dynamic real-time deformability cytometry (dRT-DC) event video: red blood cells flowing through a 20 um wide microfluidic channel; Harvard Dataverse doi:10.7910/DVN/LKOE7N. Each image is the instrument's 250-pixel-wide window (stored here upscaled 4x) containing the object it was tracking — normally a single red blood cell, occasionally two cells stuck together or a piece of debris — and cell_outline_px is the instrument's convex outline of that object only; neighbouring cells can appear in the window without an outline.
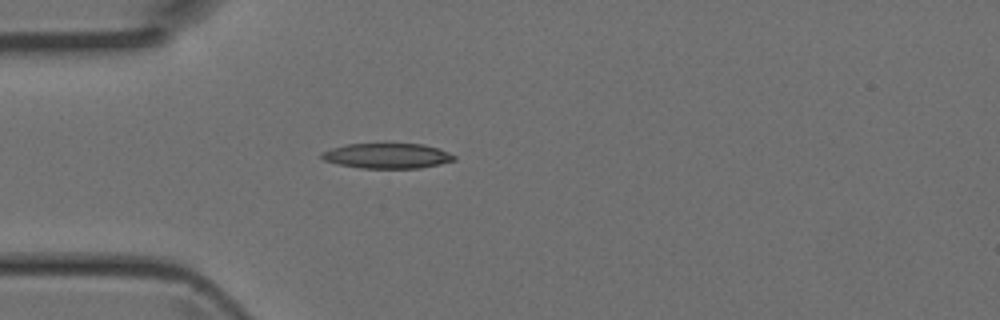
{"species": "Egyptian fruit bat (a non-hibernating species)", "species_latin": "Rousettus aegyptiacus", "temperature_condition": "room temperature", "stored_images_in_passage": 3, "camera_frame_rate_fps": 3000, "um_per_image_px": 0.085, "animal": {"sex": "female"}, "frame": {"image": 1, "passage_image": 3, "time_ms": 0.667, "image_size_px": [1000, 320], "cell_outline_px": [[456, 160], [440, 164], [420, 168], [360, 168], [336, 164], [324, 160], [320, 156], [320, 152], [332, 148], [348, 144], [384, 140], [424, 144], [440, 148], [456, 156]], "centroid_in_image_um": [32.91, 13.19], "position_along_channel_um": 52.1, "area_um2": 20.63}}